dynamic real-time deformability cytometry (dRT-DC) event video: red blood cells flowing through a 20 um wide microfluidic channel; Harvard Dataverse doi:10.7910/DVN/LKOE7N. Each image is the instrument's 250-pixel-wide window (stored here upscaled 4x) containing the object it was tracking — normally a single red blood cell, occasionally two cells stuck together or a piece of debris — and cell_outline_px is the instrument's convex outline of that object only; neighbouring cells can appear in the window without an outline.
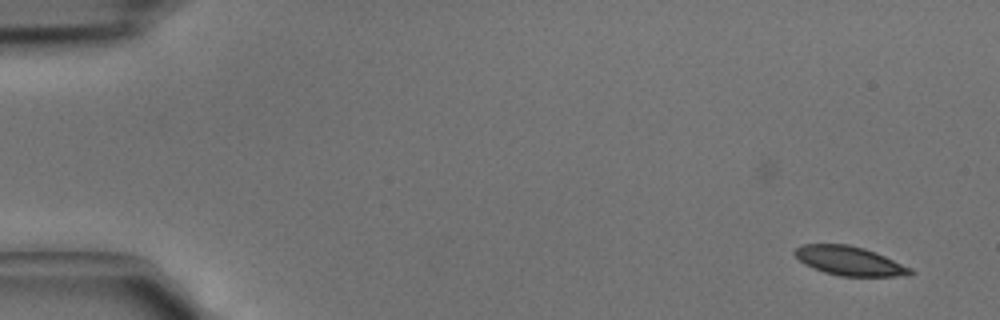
{"species": "common noctule bat (a hibernating species)", "species_latin": "Nyctalus noctula", "temperature_condition": "cold", "stored_images_in_passage": 5, "camera_frame_rate_fps": 3000, "um_per_image_px": 0.085, "animal": {"sex": "male", "body_mass_g": 15.6}, "frame": {"image": 1, "passage_image": 2, "time_ms": 0.333, "image_size_px": [1000, 320], "cell_outline_px": [[916, 272], [908, 276], [840, 276], [824, 272], [804, 264], [792, 252], [796, 248], [804, 244], [848, 244], [864, 248], [876, 252], [912, 268]], "centroid_in_image_um": [72.24, 22.18], "position_along_channel_um": 12.8, "area_um2": 19.65}}